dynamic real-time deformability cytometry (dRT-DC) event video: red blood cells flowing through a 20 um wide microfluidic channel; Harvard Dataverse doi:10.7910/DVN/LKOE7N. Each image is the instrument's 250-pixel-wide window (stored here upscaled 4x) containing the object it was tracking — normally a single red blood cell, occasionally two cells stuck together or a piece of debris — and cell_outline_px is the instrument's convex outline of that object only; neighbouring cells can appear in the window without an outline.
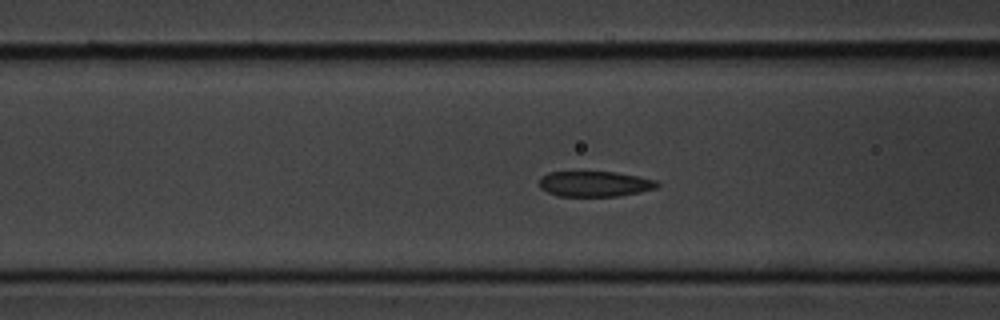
{"species": "common noctule bat (a hibernating species)", "species_latin": "Nyctalus noctula", "temperature_condition": "cold", "stored_images_in_passage": 52, "camera_frame_rate_fps": 3000, "um_per_image_px": 0.085, "animal": {"sex": "male", "body_mass_g": 20.1, "forearm_length_mm": 53.5}, "frame": {"image": 1, "passage_image": 17, "time_ms": 5.333, "image_size_px": [1000, 320], "cell_outline_px": [[660, 184], [656, 188], [640, 192], [620, 196], [556, 196], [540, 188], [540, 176], [548, 172], [616, 172], [656, 180]], "centroid_in_image_um": [50.54, 15.63], "position_along_channel_um": 116.1, "area_um2": 17.51}}
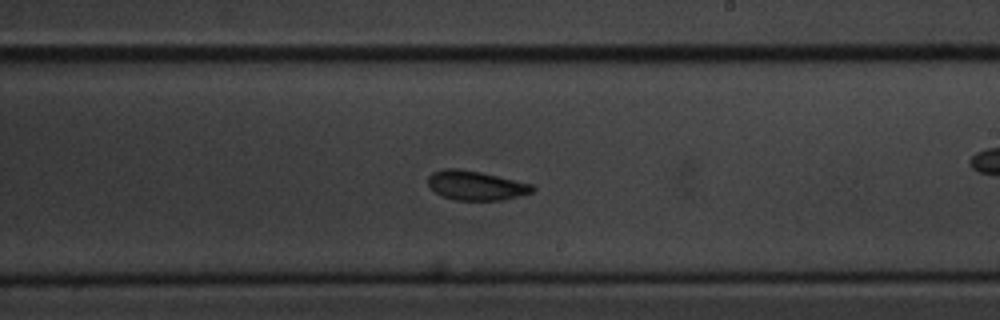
{"frame": {"image": 2, "passage_image": 28, "time_ms": 9.0, "image_size_px": [1000, 320], "cell_outline_px": [[536, 188], [532, 192], [520, 196], [504, 200], [452, 200], [436, 192], [428, 184], [428, 176], [432, 172], [444, 168], [460, 168], [480, 172], [532, 184]], "centroid_in_image_um": [40.45, 15.76], "position_along_channel_um": 248.6, "area_um2": 17.86}}
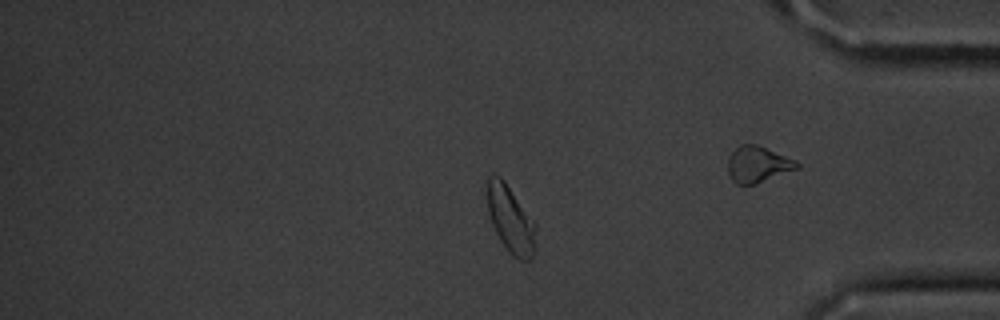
{"frame": {"image": 3, "passage_image": 42, "time_ms": 13.667, "image_size_px": [1000, 320], "cell_outline_px": [[536, 248], [532, 256], [528, 260], [520, 260], [512, 256], [508, 252], [500, 240], [492, 224], [488, 212], [488, 180], [496, 176], [500, 176], [504, 180], [536, 224]], "centroid_in_image_um": [43.44, 18.72], "position_along_channel_um": 391.8, "area_um2": 18.73}, "authors_computed_cell_mechanics": {"area_um2": 19.0162, "velocity_mm_per_s": 3.6076, "shape_relaxation_time_tau1_ms": 2.4854, "shape_relaxation_time_tau2_ms": 2.3741, "deformation_change_tau1": 0.0978, "deformation_change_tau2": 0.058}}